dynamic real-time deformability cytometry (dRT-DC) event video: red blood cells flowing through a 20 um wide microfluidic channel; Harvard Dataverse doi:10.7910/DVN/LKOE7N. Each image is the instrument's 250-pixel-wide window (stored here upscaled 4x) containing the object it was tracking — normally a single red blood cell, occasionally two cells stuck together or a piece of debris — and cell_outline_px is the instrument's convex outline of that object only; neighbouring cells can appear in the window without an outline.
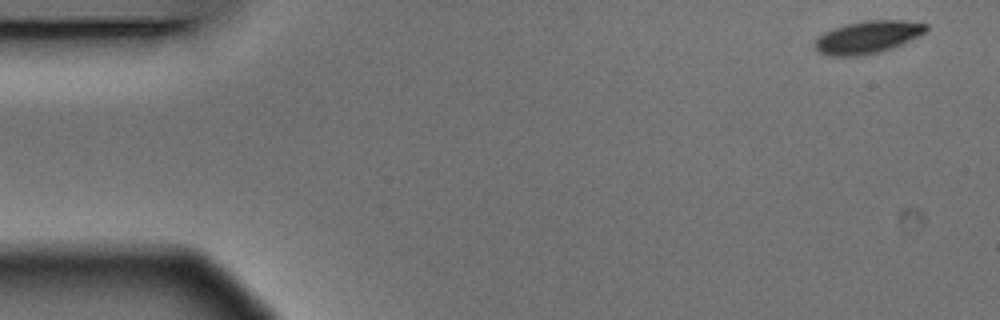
{"species": "Egyptian fruit bat (a non-hibernating species)", "species_latin": "Rousettus aegyptiacus", "temperature_condition": "warm", "stored_images_in_passage": 6, "camera_frame_rate_fps": 3000, "um_per_image_px": 0.085, "animal": {"sex": "male"}, "frame": {"image": 1, "passage_image": 1, "time_ms": 0.0, "image_size_px": [1000, 320], "cell_outline_px": [[928, 28], [924, 32], [892, 48], [880, 52], [860, 56], [828, 56], [820, 52], [812, 44], [824, 32], [844, 24], [864, 20], [904, 20], [928, 24]], "centroid_in_image_um": [73.72, 3.15], "position_along_channel_um": 11.3, "area_um2": 20.98}}
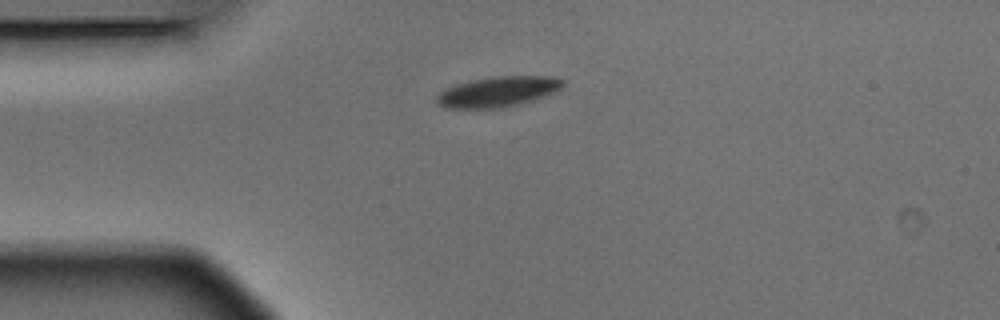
{"frame": {"image": 2, "passage_image": 4, "time_ms": 1.0, "image_size_px": [1000, 320], "cell_outline_px": [[564, 84], [556, 92], [516, 104], [496, 108], [444, 108], [436, 104], [436, 96], [444, 88], [456, 84], [472, 80], [492, 76], [552, 76], [564, 80]], "centroid_in_image_um": [42.27, 7.78], "position_along_channel_um": 42.7, "area_um2": 22.2}}
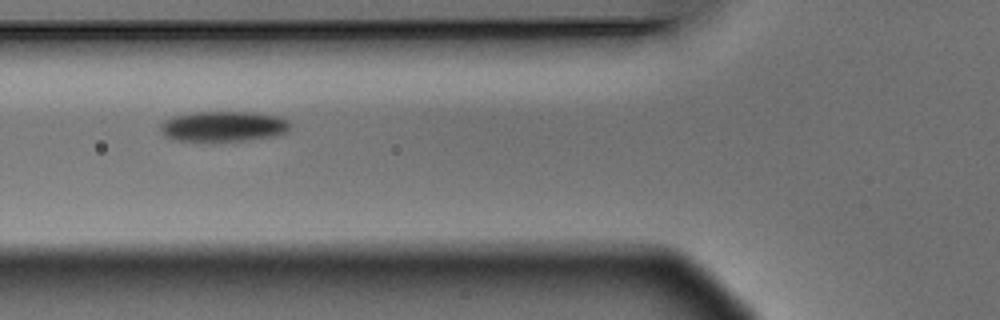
{"frame": {"image": 3, "passage_image": 6, "time_ms": 1.667, "image_size_px": [1000, 320], "cell_outline_px": [[288, 128], [284, 132], [272, 136], [248, 140], [176, 140], [164, 136], [160, 132], [160, 124], [164, 120], [172, 116], [196, 112], [252, 112], [280, 116], [288, 120]], "centroid_in_image_um": [18.94, 10.72], "position_along_channel_um": 106.9, "area_um2": 22.66}}